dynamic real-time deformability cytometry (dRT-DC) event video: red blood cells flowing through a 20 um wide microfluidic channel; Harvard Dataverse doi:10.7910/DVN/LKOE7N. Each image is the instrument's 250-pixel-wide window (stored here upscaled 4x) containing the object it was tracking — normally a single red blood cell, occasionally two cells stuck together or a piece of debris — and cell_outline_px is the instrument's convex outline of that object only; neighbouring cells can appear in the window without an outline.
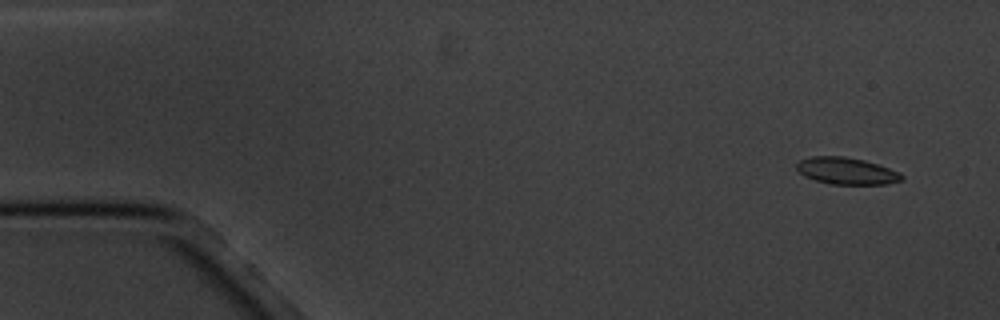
{"species": "common noctule bat (a hibernating species)", "species_latin": "Nyctalus noctula", "temperature_condition": "cold", "stored_images_in_passage": 5, "segment_of_instrument_passage": [1, 2], "camera_frame_rate_fps": 3000, "um_per_image_px": 0.085, "animal": {"sex": "male", "body_mass_g": 20.1, "forearm_length_mm": 53.5}, "frame": {"image": 1, "passage_image": 1, "time_ms": 0.0, "image_size_px": [1000, 320], "cell_outline_px": [[904, 180], [888, 184], [832, 184], [816, 180], [804, 176], [796, 168], [796, 164], [800, 160], [812, 156], [844, 156], [864, 160], [900, 172], [904, 176]], "centroid_in_image_um": [71.97, 14.53], "position_along_channel_um": 13.0, "area_um2": 16.42}}
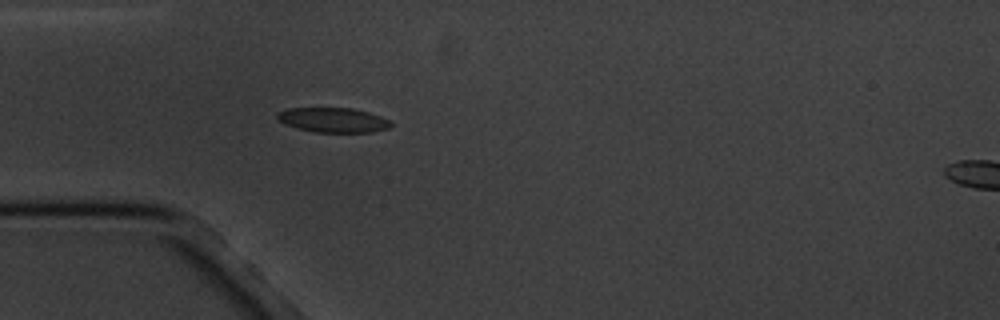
{"frame": {"image": 2, "passage_image": 4, "time_ms": 4.333, "image_size_px": [1000, 320], "cell_outline_px": [[392, 124], [388, 128], [372, 132], [312, 132], [296, 128], [280, 120], [276, 116], [276, 112], [288, 108], [352, 108], [368, 112], [380, 116], [388, 120]], "centroid_in_image_um": [28.3, 10.2], "position_along_channel_um": 56.7, "area_um2": 16.24}}